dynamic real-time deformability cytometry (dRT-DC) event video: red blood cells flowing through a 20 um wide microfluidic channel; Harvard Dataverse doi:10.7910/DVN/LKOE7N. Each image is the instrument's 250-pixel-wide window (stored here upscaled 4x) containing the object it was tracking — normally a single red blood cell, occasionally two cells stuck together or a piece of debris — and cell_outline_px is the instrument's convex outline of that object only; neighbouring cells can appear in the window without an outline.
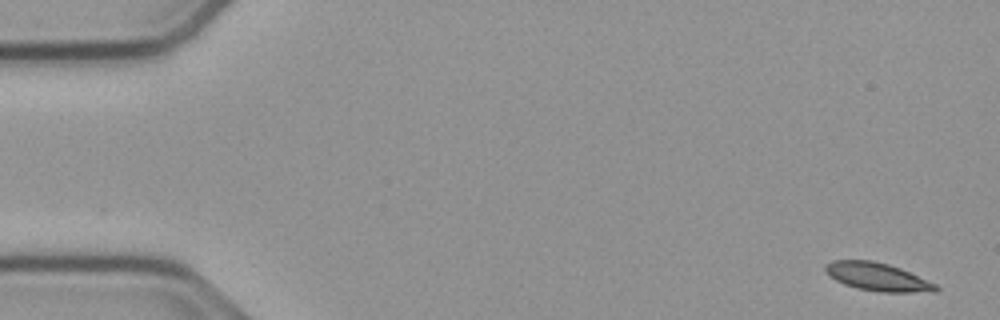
{"species": "common noctule bat (a hibernating species)", "species_latin": "Nyctalus noctula", "temperature_condition": "cold", "stored_images_in_passage": 54, "camera_frame_rate_fps": 3000, "um_per_image_px": 0.085, "animal": {"sex": "male", "body_mass_g": 23.1, "forearm_length_mm": 52.7}, "frame": {"image": 1, "passage_image": 1, "time_ms": 0.0, "image_size_px": [1000, 320], "cell_outline_px": [[940, 288], [936, 292], [880, 292], [856, 288], [844, 284], [836, 280], [824, 272], [824, 264], [832, 260], [872, 260], [888, 264], [900, 268], [936, 284]], "centroid_in_image_um": [74.56, 23.53], "position_along_channel_um": 10.4, "area_um2": 18.15}}
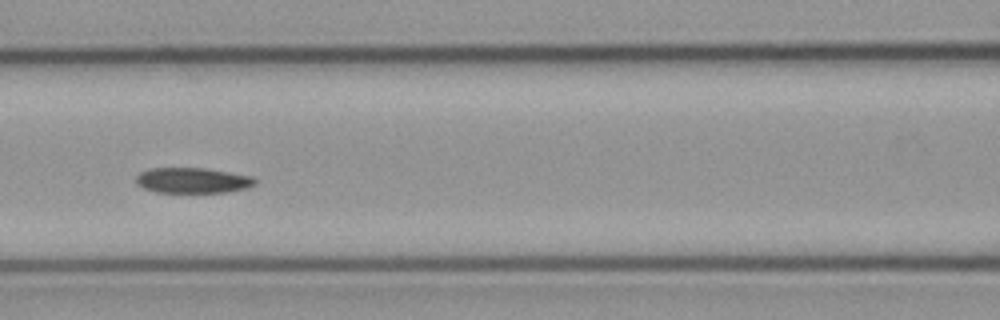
{"frame": {"image": 2, "passage_image": 23, "time_ms": 7.333, "image_size_px": [1000, 320], "cell_outline_px": [[256, 184], [248, 188], [228, 192], [156, 192], [144, 188], [136, 184], [136, 176], [140, 172], [152, 168], [204, 168], [252, 176], [256, 180]], "centroid_in_image_um": [16.38, 15.33], "position_along_channel_um": 150.2, "area_um2": 17.63}}
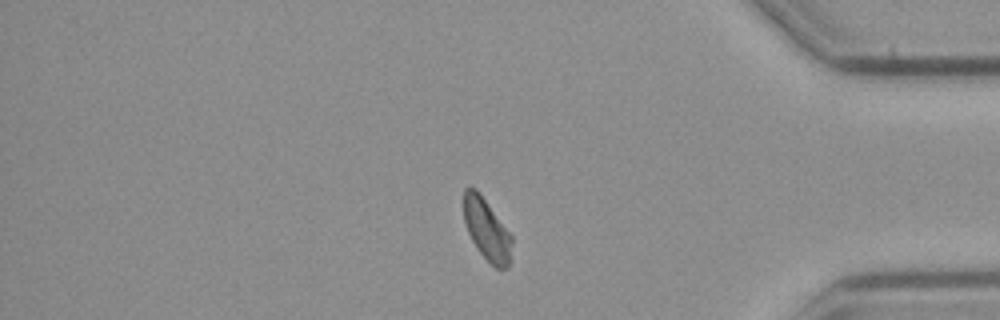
{"frame": {"image": 3, "passage_image": 45, "time_ms": 14.667, "image_size_px": [1000, 320], "cell_outline_px": [[512, 244], [508, 268], [496, 268], [480, 252], [472, 240], [468, 232], [464, 220], [464, 188], [476, 188], [512, 236]], "centroid_in_image_um": [41.37, 19.51], "position_along_channel_um": 393.8, "area_um2": 16.82}, "authors_computed_cell_mechanics": {"area_um2": 18.1781, "velocity_mm_per_s": 3.7408, "shape_relaxation_time_tau1_ms": 8.6434, "shape_relaxation_time_tau2_ms": null, "deformation_change_tau1": 0.135, "deformation_change_tau2": null}}